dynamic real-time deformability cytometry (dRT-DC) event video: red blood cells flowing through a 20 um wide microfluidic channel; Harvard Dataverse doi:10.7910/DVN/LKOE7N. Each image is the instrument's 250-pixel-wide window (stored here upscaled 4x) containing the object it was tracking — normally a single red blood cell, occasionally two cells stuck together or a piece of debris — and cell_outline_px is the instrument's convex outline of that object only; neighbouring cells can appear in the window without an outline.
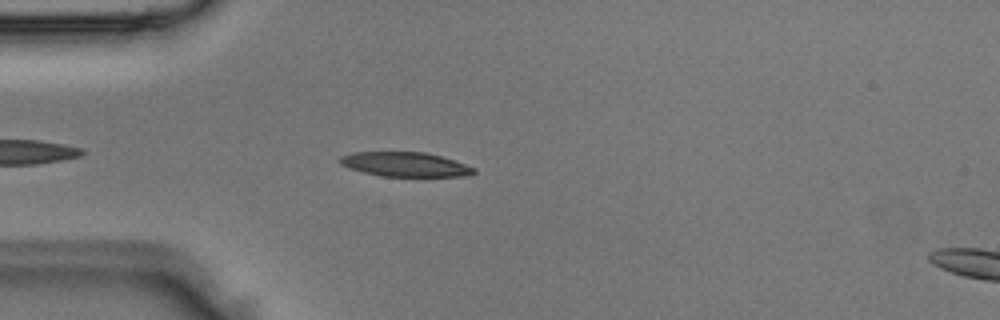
{"species": "Egyptian fruit bat (a non-hibernating species)", "species_latin": "Rousettus aegyptiacus", "temperature_condition": "room temperature", "stored_images_in_passage": 4, "camera_frame_rate_fps": 3000, "um_per_image_px": 0.085, "animal": {"sex": "male"}, "frame": {"image": 1, "passage_image": 4, "time_ms": 1.0, "image_size_px": [1000, 320], "cell_outline_px": [[476, 172], [468, 176], [384, 176], [364, 172], [340, 164], [336, 160], [340, 156], [352, 152], [428, 152], [476, 168]], "centroid_in_image_um": [34.42, 13.96], "position_along_channel_um": 50.6, "area_um2": 18.96}}